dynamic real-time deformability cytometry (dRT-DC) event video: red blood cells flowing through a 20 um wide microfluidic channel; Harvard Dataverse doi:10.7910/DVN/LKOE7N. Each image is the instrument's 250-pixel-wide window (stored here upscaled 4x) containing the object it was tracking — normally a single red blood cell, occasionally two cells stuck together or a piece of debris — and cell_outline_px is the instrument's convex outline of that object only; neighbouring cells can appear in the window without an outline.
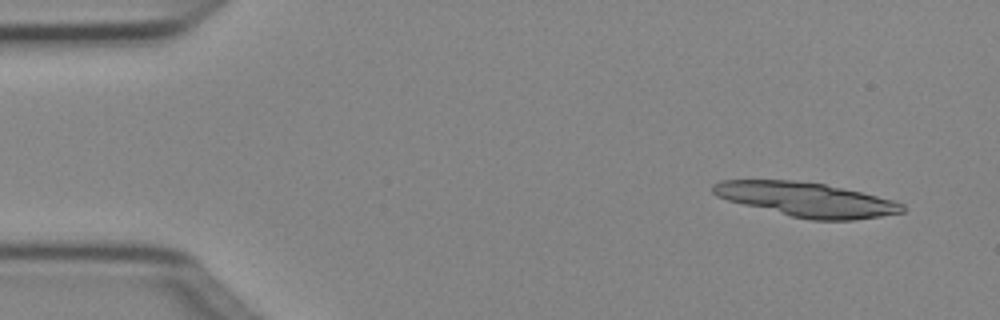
{"species": "Egyptian fruit bat (a non-hibernating species)", "species_latin": "Rousettus aegyptiacus", "temperature_condition": "cold", "stored_images_in_passage": 3, "camera_frame_rate_fps": 3000, "um_per_image_px": 0.085, "animal": {"sex": "female"}, "frame": {"image": 1, "passage_image": 1, "time_ms": 0.0, "image_size_px": [1000, 320], "cell_outline_px": [[904, 212], [880, 216], [852, 220], [812, 220], [792, 216], [728, 200], [716, 196], [712, 192], [712, 184], [720, 180], [796, 180], [824, 184], [860, 192], [892, 200], [904, 204]], "centroid_in_image_um": [68.53, 16.95], "position_along_channel_um": 16.5, "area_um2": 37.34}}